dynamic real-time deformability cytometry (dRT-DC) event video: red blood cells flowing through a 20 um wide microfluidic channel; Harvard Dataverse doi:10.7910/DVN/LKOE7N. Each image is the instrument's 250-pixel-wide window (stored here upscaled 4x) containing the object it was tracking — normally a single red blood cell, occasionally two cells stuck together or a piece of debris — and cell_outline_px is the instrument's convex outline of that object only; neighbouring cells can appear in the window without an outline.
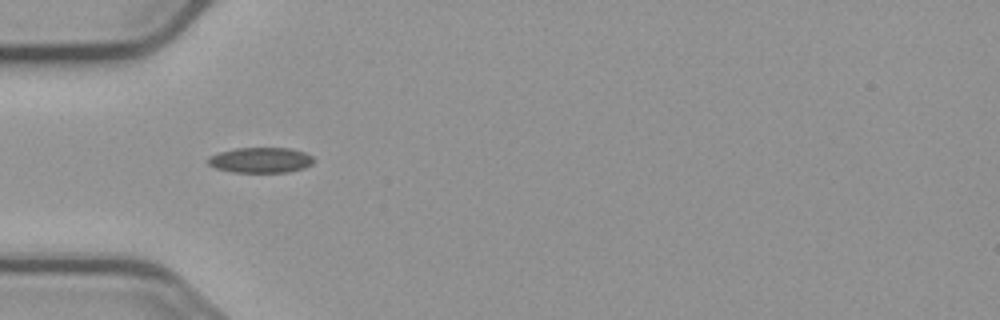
{"species": "common noctule bat (a hibernating species)", "species_latin": "Nyctalus noctula", "temperature_condition": "cold", "stored_images_in_passage": 5, "camera_frame_rate_fps": 3000, "um_per_image_px": 0.085, "animal": {"sex": "male", "body_mass_g": 23.1, "forearm_length_mm": 52.7}, "frame": {"image": 1, "passage_image": 1, "time_ms": 0.0, "image_size_px": [1000, 320], "cell_outline_px": [[312, 164], [304, 168], [288, 172], [232, 172], [216, 168], [208, 164], [208, 156], [220, 152], [236, 148], [288, 148], [304, 152], [312, 156]], "centroid_in_image_um": [22.14, 13.61], "position_along_channel_um": 62.9, "area_um2": 15.55}}
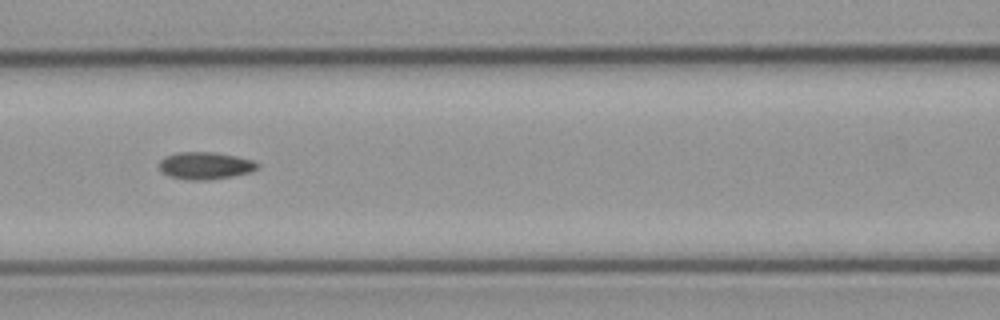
{"frame": {"image": 2, "passage_image": 3, "time_ms": 2.333, "image_size_px": [1000, 320], "cell_outline_px": [[260, 164], [256, 168], [248, 172], [232, 176], [208, 180], [188, 180], [168, 176], [160, 172], [160, 160], [164, 156], [176, 152], [216, 152], [236, 156], [252, 160]], "centroid_in_image_um": [17.39, 14.07], "position_along_channel_um": 149.2, "area_um2": 15.66}}
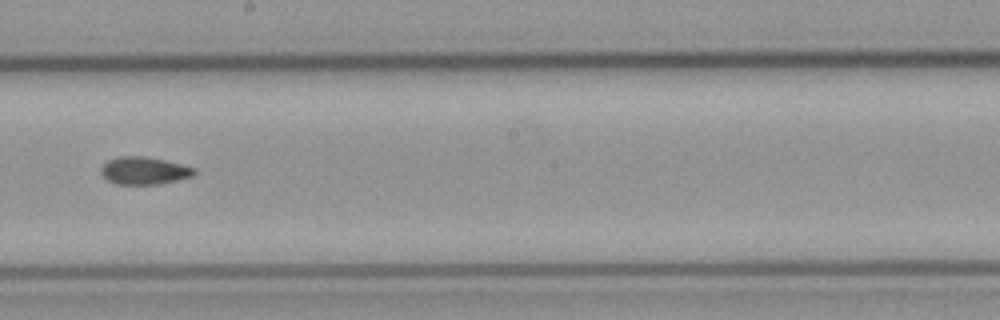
{"frame": {"image": 3, "passage_image": 5, "time_ms": 4.667, "image_size_px": [1000, 320], "cell_outline_px": [[196, 172], [192, 176], [160, 184], [116, 184], [108, 180], [100, 172], [100, 168], [108, 160], [120, 156], [144, 156], [164, 160], [196, 168]], "centroid_in_image_um": [12.24, 14.5], "position_along_channel_um": 236.0, "area_um2": 14.85}}